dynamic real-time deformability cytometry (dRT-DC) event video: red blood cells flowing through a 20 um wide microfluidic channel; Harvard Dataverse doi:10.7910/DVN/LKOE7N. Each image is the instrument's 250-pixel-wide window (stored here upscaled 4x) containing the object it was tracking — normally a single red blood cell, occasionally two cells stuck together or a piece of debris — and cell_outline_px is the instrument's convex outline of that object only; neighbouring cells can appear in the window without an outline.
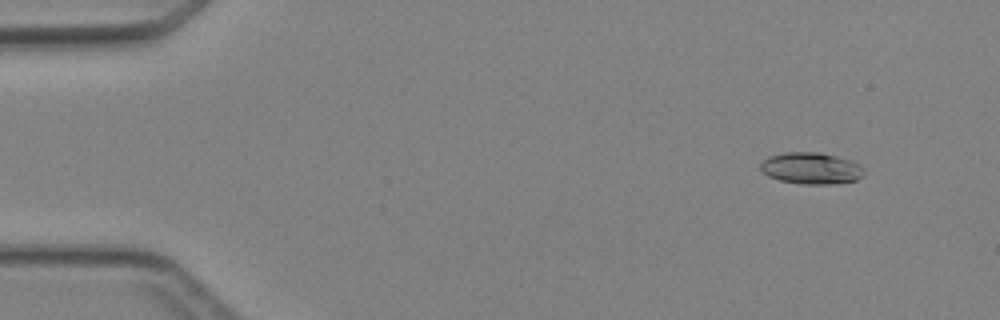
{"species": "Egyptian fruit bat (a non-hibernating species)", "species_latin": "Rousettus aegyptiacus", "temperature_condition": "cold", "stored_images_in_passage": 3, "camera_frame_rate_fps": 3000, "um_per_image_px": 0.085, "animal": {"sex": "female"}, "frame": {"image": 1, "passage_image": 1, "time_ms": 0.0, "image_size_px": [1000, 320], "cell_outline_px": [[864, 176], [856, 180], [828, 184], [800, 184], [780, 180], [768, 176], [760, 168], [760, 164], [768, 156], [784, 152], [820, 152], [852, 160], [860, 164], [864, 168]], "centroid_in_image_um": [68.97, 14.29], "position_along_channel_um": 16.0, "area_um2": 19.19}}
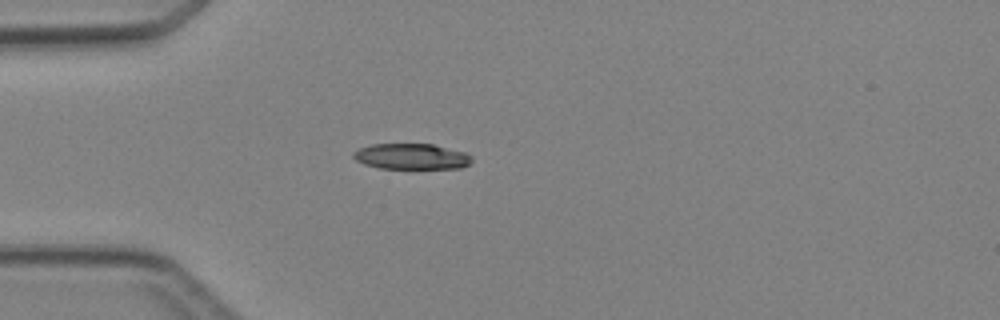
{"frame": {"image": 2, "passage_image": 3, "time_ms": 3.0, "image_size_px": [1000, 320], "cell_outline_px": [[472, 160], [468, 164], [460, 168], [380, 168], [364, 164], [356, 160], [352, 156], [352, 152], [360, 148], [372, 144], [432, 144], [464, 152], [472, 156]], "centroid_in_image_um": [34.95, 13.29], "position_along_channel_um": 50.0, "area_um2": 17.63}}